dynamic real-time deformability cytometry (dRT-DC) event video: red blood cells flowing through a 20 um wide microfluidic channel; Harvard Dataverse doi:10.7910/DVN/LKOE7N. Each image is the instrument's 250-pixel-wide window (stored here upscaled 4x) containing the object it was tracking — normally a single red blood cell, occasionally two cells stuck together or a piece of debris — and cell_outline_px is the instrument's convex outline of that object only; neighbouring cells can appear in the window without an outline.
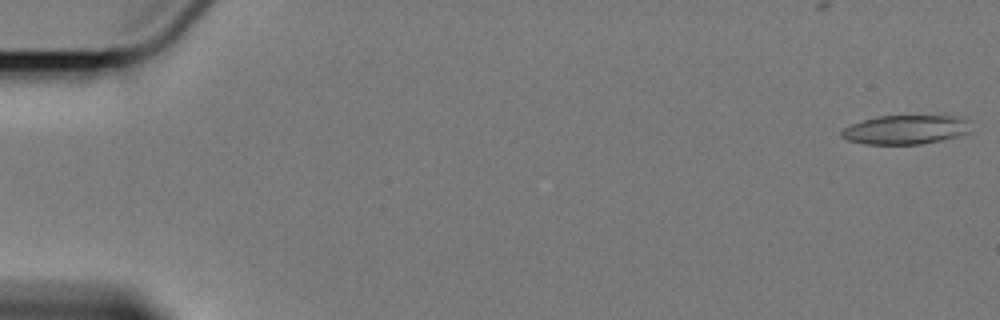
{"species": "Egyptian fruit bat (a non-hibernating species)", "species_latin": "Rousettus aegyptiacus", "temperature_condition": "cold", "stored_images_in_passage": 7, "camera_frame_rate_fps": 3000, "um_per_image_px": 0.085, "animal": {"sex": "female"}, "frame": {"image": 1, "passage_image": 1, "time_ms": 0.0, "image_size_px": [1000, 320], "cell_outline_px": [[972, 132], [940, 140], [920, 144], [864, 144], [848, 140], [840, 136], [840, 132], [844, 128], [852, 124], [876, 116], [964, 116], [972, 120]], "centroid_in_image_um": [77.06, 11.01], "position_along_channel_um": 7.9, "area_um2": 22.2}}
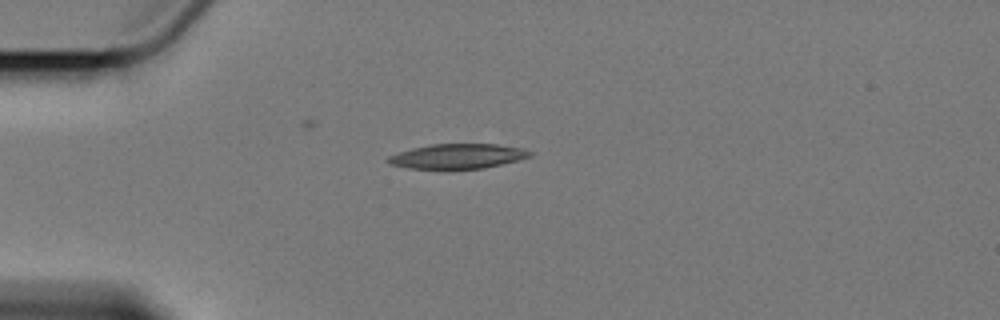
{"frame": {"image": 2, "passage_image": 5, "time_ms": 5.0, "image_size_px": [1000, 320], "cell_outline_px": [[532, 156], [520, 160], [484, 168], [448, 172], [408, 168], [388, 164], [384, 160], [388, 156], [412, 148], [432, 144], [496, 144], [524, 148], [532, 152]], "centroid_in_image_um": [38.86, 13.33], "position_along_channel_um": 46.1, "area_um2": 21.56}}
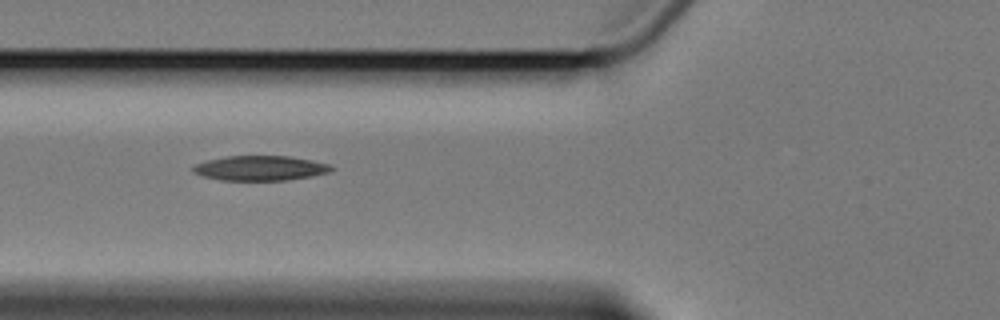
{"frame": {"image": 3, "passage_image": 7, "time_ms": 7.333, "image_size_px": [1000, 320], "cell_outline_px": [[336, 168], [332, 172], [312, 176], [284, 180], [224, 180], [204, 176], [192, 172], [192, 168], [196, 164], [208, 160], [224, 156], [292, 156], [312, 160], [328, 164]], "centroid_in_image_um": [22.17, 14.28], "position_along_channel_um": 103.6, "area_um2": 20.0}}